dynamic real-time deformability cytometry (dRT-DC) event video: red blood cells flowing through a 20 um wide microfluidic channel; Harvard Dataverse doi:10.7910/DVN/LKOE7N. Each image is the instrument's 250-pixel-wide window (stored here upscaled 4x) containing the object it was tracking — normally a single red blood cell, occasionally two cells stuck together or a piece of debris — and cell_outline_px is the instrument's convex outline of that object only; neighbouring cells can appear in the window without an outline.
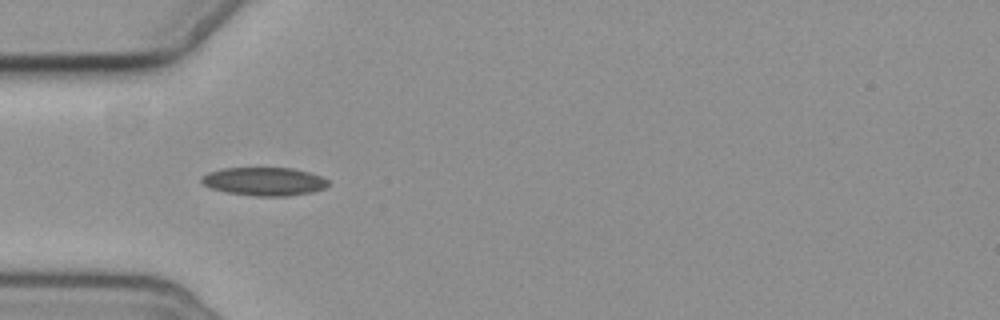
{"species": "common noctule bat (a hibernating species)", "species_latin": "Nyctalus noctula", "temperature_condition": "cold", "stored_images_in_passage": 5, "camera_frame_rate_fps": 3000, "um_per_image_px": 0.085, "animal": {"sex": "female", "body_mass_g": 19.3, "forearm_length_mm": 54.1}, "frame": {"image": 1, "passage_image": 2, "time_ms": 1.333, "image_size_px": [1000, 320], "cell_outline_px": [[328, 184], [324, 188], [312, 192], [288, 196], [256, 196], [228, 192], [212, 188], [204, 184], [200, 180], [208, 172], [224, 168], [292, 168], [308, 172], [320, 176], [328, 180]], "centroid_in_image_um": [22.48, 15.42], "position_along_channel_um": 62.5, "area_um2": 20.63}}
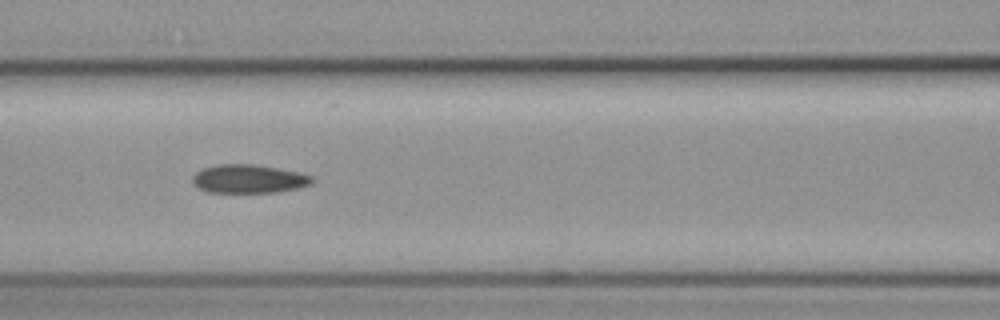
{"frame": {"image": 2, "passage_image": 4, "time_ms": 3.667, "image_size_px": [1000, 320], "cell_outline_px": [[316, 180], [312, 184], [296, 188], [276, 192], [208, 192], [192, 184], [192, 176], [196, 172], [204, 168], [216, 164], [252, 164], [300, 172], [312, 176]], "centroid_in_image_um": [21.15, 15.2], "position_along_channel_um": 145.5, "area_um2": 19.88}}
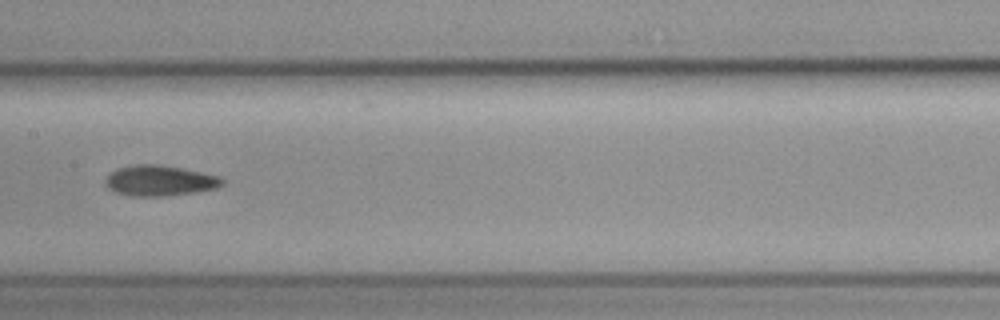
{"frame": {"image": 3, "passage_image": 5, "time_ms": 5.0, "image_size_px": [1000, 320], "cell_outline_px": [[224, 184], [220, 188], [196, 192], [168, 196], [128, 196], [116, 192], [108, 188], [104, 184], [104, 180], [116, 168], [136, 164], [160, 164], [184, 168], [220, 176], [224, 180]], "centroid_in_image_um": [13.6, 15.35], "position_along_channel_um": 193.8, "area_um2": 21.21}}